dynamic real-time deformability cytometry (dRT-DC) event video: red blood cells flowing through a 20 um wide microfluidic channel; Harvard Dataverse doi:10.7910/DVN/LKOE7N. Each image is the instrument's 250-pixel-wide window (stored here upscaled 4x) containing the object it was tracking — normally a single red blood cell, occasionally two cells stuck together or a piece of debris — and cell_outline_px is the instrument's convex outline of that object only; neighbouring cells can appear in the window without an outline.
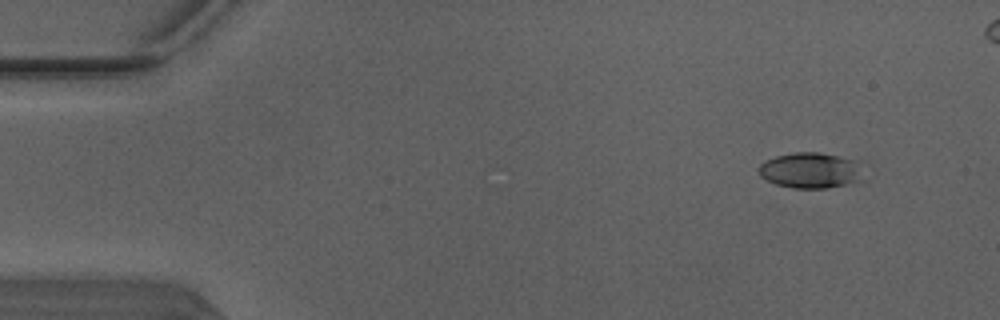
{"species": "Egyptian fruit bat (a non-hibernating species)", "species_latin": "Rousettus aegyptiacus", "temperature_condition": "warm", "stored_images_in_passage": 5, "camera_frame_rate_fps": 3000, "um_per_image_px": 0.085, "animal": {"sex": "male"}, "frame": {"image": 1, "passage_image": 2, "time_ms": 0.333, "image_size_px": [1000, 320], "cell_outline_px": [[860, 180], [828, 188], [792, 188], [776, 184], [760, 176], [760, 164], [776, 156], [796, 152], [820, 152], [852, 160], [860, 164]], "centroid_in_image_um": [68.86, 14.48], "position_along_channel_um": 16.1, "area_um2": 21.21}}